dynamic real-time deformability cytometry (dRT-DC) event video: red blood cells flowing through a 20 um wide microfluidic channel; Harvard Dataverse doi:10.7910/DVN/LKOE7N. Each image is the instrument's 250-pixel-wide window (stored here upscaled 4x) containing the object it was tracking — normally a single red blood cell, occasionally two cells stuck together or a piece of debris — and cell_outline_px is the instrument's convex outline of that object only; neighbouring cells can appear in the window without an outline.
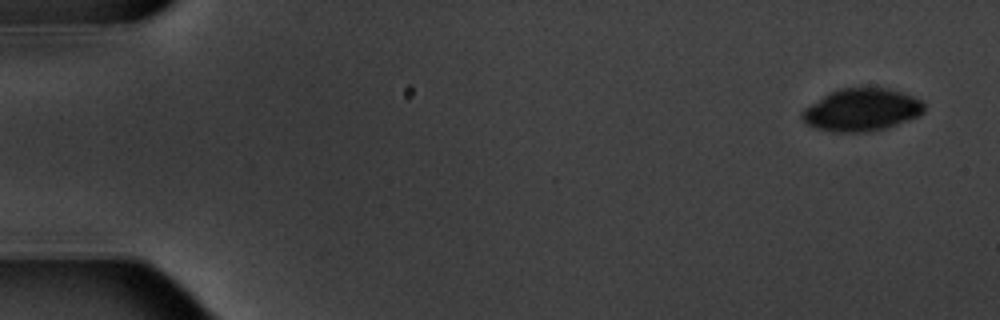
{"species": "common noctule bat (a hibernating species)", "species_latin": "Nyctalus noctula", "temperature_condition": "warm", "stored_images_in_passage": 13, "camera_frame_rate_fps": 3000, "um_per_image_px": 0.085, "animal": {"sex": "male", "body_mass_g": 20.1, "forearm_length_mm": 53.5}, "frame": {"image": 1, "passage_image": 1, "time_ms": 0.0, "image_size_px": [1000, 320], "cell_outline_px": [[924, 112], [908, 120], [888, 128], [872, 132], [832, 132], [816, 128], [804, 124], [800, 116], [800, 112], [804, 108], [828, 92], [840, 88], [888, 88], [912, 96], [920, 100], [924, 104]], "centroid_in_image_um": [73.18, 9.35], "position_along_channel_um": 11.8, "area_um2": 30.52}}